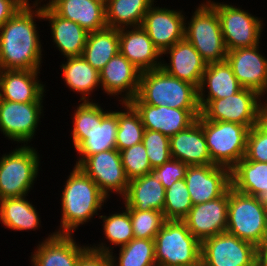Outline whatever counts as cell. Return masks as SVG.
I'll list each match as a JSON object with an SVG mask.
<instances>
[{"mask_svg":"<svg viewBox=\"0 0 267 266\" xmlns=\"http://www.w3.org/2000/svg\"><path fill=\"white\" fill-rule=\"evenodd\" d=\"M138 112L145 129L171 137L188 128L200 116V109H177L168 106L131 104Z\"/></svg>","mask_w":267,"mask_h":266,"instance_id":"ffe728a7","label":"cell"},{"mask_svg":"<svg viewBox=\"0 0 267 266\" xmlns=\"http://www.w3.org/2000/svg\"><path fill=\"white\" fill-rule=\"evenodd\" d=\"M207 1L217 11L224 43L228 51L259 45L263 29L261 18L231 4Z\"/></svg>","mask_w":267,"mask_h":266,"instance_id":"30bf717a","label":"cell"},{"mask_svg":"<svg viewBox=\"0 0 267 266\" xmlns=\"http://www.w3.org/2000/svg\"><path fill=\"white\" fill-rule=\"evenodd\" d=\"M62 219L60 230L54 233L72 234L80 224H84L102 209L107 197L98 185L79 166H75L68 176L62 192Z\"/></svg>","mask_w":267,"mask_h":266,"instance_id":"3957f363","label":"cell"},{"mask_svg":"<svg viewBox=\"0 0 267 266\" xmlns=\"http://www.w3.org/2000/svg\"><path fill=\"white\" fill-rule=\"evenodd\" d=\"M66 85L83 95L80 101H89V96L100 83V73L82 56L67 57L65 64L60 65ZM88 97V98H87Z\"/></svg>","mask_w":267,"mask_h":266,"instance_id":"d6a6232c","label":"cell"},{"mask_svg":"<svg viewBox=\"0 0 267 266\" xmlns=\"http://www.w3.org/2000/svg\"><path fill=\"white\" fill-rule=\"evenodd\" d=\"M193 207L184 179L174 182L165 189L163 215L166 220L182 221Z\"/></svg>","mask_w":267,"mask_h":266,"instance_id":"8d00e7d4","label":"cell"},{"mask_svg":"<svg viewBox=\"0 0 267 266\" xmlns=\"http://www.w3.org/2000/svg\"><path fill=\"white\" fill-rule=\"evenodd\" d=\"M103 218V230L105 238L112 245L123 246L128 244L133 238V228L131 223L130 213L125 209L122 213H114L110 216H99Z\"/></svg>","mask_w":267,"mask_h":266,"instance_id":"74e56055","label":"cell"},{"mask_svg":"<svg viewBox=\"0 0 267 266\" xmlns=\"http://www.w3.org/2000/svg\"><path fill=\"white\" fill-rule=\"evenodd\" d=\"M127 210L130 213L134 238L136 239H155L156 234L166 221L161 211Z\"/></svg>","mask_w":267,"mask_h":266,"instance_id":"f35d334b","label":"cell"},{"mask_svg":"<svg viewBox=\"0 0 267 266\" xmlns=\"http://www.w3.org/2000/svg\"><path fill=\"white\" fill-rule=\"evenodd\" d=\"M231 187L239 193L259 198L267 204V162L242 158L231 169Z\"/></svg>","mask_w":267,"mask_h":266,"instance_id":"f546056e","label":"cell"},{"mask_svg":"<svg viewBox=\"0 0 267 266\" xmlns=\"http://www.w3.org/2000/svg\"><path fill=\"white\" fill-rule=\"evenodd\" d=\"M38 1L26 3L0 27L1 70H40L42 46L34 20L43 14L42 6L36 8Z\"/></svg>","mask_w":267,"mask_h":266,"instance_id":"6da1fadb","label":"cell"},{"mask_svg":"<svg viewBox=\"0 0 267 266\" xmlns=\"http://www.w3.org/2000/svg\"><path fill=\"white\" fill-rule=\"evenodd\" d=\"M212 163L232 169L245 157L250 128L234 122L210 121L199 116Z\"/></svg>","mask_w":267,"mask_h":266,"instance_id":"8992f818","label":"cell"},{"mask_svg":"<svg viewBox=\"0 0 267 266\" xmlns=\"http://www.w3.org/2000/svg\"><path fill=\"white\" fill-rule=\"evenodd\" d=\"M154 0H105L106 25L114 29L139 27Z\"/></svg>","mask_w":267,"mask_h":266,"instance_id":"1f68e13d","label":"cell"},{"mask_svg":"<svg viewBox=\"0 0 267 266\" xmlns=\"http://www.w3.org/2000/svg\"><path fill=\"white\" fill-rule=\"evenodd\" d=\"M227 62L243 88L267 92V58L259 53V45L228 51Z\"/></svg>","mask_w":267,"mask_h":266,"instance_id":"ac0fdd59","label":"cell"},{"mask_svg":"<svg viewBox=\"0 0 267 266\" xmlns=\"http://www.w3.org/2000/svg\"><path fill=\"white\" fill-rule=\"evenodd\" d=\"M185 22L182 11L154 7L153 3L146 12L141 27L162 54L184 39Z\"/></svg>","mask_w":267,"mask_h":266,"instance_id":"2e32d148","label":"cell"},{"mask_svg":"<svg viewBox=\"0 0 267 266\" xmlns=\"http://www.w3.org/2000/svg\"><path fill=\"white\" fill-rule=\"evenodd\" d=\"M104 245L102 242L97 247L94 245L89 248L97 252L109 253L113 266H157L154 239L133 238L128 244L120 247L117 259L113 256V247Z\"/></svg>","mask_w":267,"mask_h":266,"instance_id":"836d02e7","label":"cell"},{"mask_svg":"<svg viewBox=\"0 0 267 266\" xmlns=\"http://www.w3.org/2000/svg\"><path fill=\"white\" fill-rule=\"evenodd\" d=\"M184 180L192 204H202L219 198L231 188V169L215 164L188 166Z\"/></svg>","mask_w":267,"mask_h":266,"instance_id":"5bb4252c","label":"cell"},{"mask_svg":"<svg viewBox=\"0 0 267 266\" xmlns=\"http://www.w3.org/2000/svg\"><path fill=\"white\" fill-rule=\"evenodd\" d=\"M190 22L185 23L184 38L207 63L226 60V49L216 9L206 1L199 5Z\"/></svg>","mask_w":267,"mask_h":266,"instance_id":"ba28073f","label":"cell"},{"mask_svg":"<svg viewBox=\"0 0 267 266\" xmlns=\"http://www.w3.org/2000/svg\"><path fill=\"white\" fill-rule=\"evenodd\" d=\"M26 196L0 199V221L12 230H35L40 226L36 208Z\"/></svg>","mask_w":267,"mask_h":266,"instance_id":"e575fe53","label":"cell"},{"mask_svg":"<svg viewBox=\"0 0 267 266\" xmlns=\"http://www.w3.org/2000/svg\"><path fill=\"white\" fill-rule=\"evenodd\" d=\"M26 3H29V0H0V27Z\"/></svg>","mask_w":267,"mask_h":266,"instance_id":"f6af8a7d","label":"cell"},{"mask_svg":"<svg viewBox=\"0 0 267 266\" xmlns=\"http://www.w3.org/2000/svg\"><path fill=\"white\" fill-rule=\"evenodd\" d=\"M187 169V164L171 158L162 166L152 169L151 173L168 189L174 182L185 178Z\"/></svg>","mask_w":267,"mask_h":266,"instance_id":"b9f144b4","label":"cell"},{"mask_svg":"<svg viewBox=\"0 0 267 266\" xmlns=\"http://www.w3.org/2000/svg\"><path fill=\"white\" fill-rule=\"evenodd\" d=\"M256 126L267 136V102L259 108Z\"/></svg>","mask_w":267,"mask_h":266,"instance_id":"bcb514c9","label":"cell"},{"mask_svg":"<svg viewBox=\"0 0 267 266\" xmlns=\"http://www.w3.org/2000/svg\"><path fill=\"white\" fill-rule=\"evenodd\" d=\"M39 155L23 145L0 158V199L27 196L39 170Z\"/></svg>","mask_w":267,"mask_h":266,"instance_id":"9c48e42d","label":"cell"},{"mask_svg":"<svg viewBox=\"0 0 267 266\" xmlns=\"http://www.w3.org/2000/svg\"><path fill=\"white\" fill-rule=\"evenodd\" d=\"M171 158L188 166L213 164L199 117L188 128L170 137Z\"/></svg>","mask_w":267,"mask_h":266,"instance_id":"484cf974","label":"cell"},{"mask_svg":"<svg viewBox=\"0 0 267 266\" xmlns=\"http://www.w3.org/2000/svg\"><path fill=\"white\" fill-rule=\"evenodd\" d=\"M119 52V30L106 27L88 33L82 57L100 71Z\"/></svg>","mask_w":267,"mask_h":266,"instance_id":"4dcf8cb0","label":"cell"},{"mask_svg":"<svg viewBox=\"0 0 267 266\" xmlns=\"http://www.w3.org/2000/svg\"><path fill=\"white\" fill-rule=\"evenodd\" d=\"M43 19L51 23L53 41L64 57L82 56L88 33L77 23L57 15L47 4L42 5Z\"/></svg>","mask_w":267,"mask_h":266,"instance_id":"83f0119b","label":"cell"},{"mask_svg":"<svg viewBox=\"0 0 267 266\" xmlns=\"http://www.w3.org/2000/svg\"><path fill=\"white\" fill-rule=\"evenodd\" d=\"M42 102L21 103L0 99V131L17 143L28 144L42 114Z\"/></svg>","mask_w":267,"mask_h":266,"instance_id":"9a60e30c","label":"cell"},{"mask_svg":"<svg viewBox=\"0 0 267 266\" xmlns=\"http://www.w3.org/2000/svg\"><path fill=\"white\" fill-rule=\"evenodd\" d=\"M79 167L94 180L107 198L112 192H116L122 197L125 195L129 179L125 174L121 155L117 149L91 155Z\"/></svg>","mask_w":267,"mask_h":266,"instance_id":"4fadbf2b","label":"cell"},{"mask_svg":"<svg viewBox=\"0 0 267 266\" xmlns=\"http://www.w3.org/2000/svg\"><path fill=\"white\" fill-rule=\"evenodd\" d=\"M229 190L217 199L195 204L182 220L200 242L226 232Z\"/></svg>","mask_w":267,"mask_h":266,"instance_id":"e0dca14e","label":"cell"},{"mask_svg":"<svg viewBox=\"0 0 267 266\" xmlns=\"http://www.w3.org/2000/svg\"><path fill=\"white\" fill-rule=\"evenodd\" d=\"M204 266H258L257 247L223 232L201 242Z\"/></svg>","mask_w":267,"mask_h":266,"instance_id":"8fae6325","label":"cell"},{"mask_svg":"<svg viewBox=\"0 0 267 266\" xmlns=\"http://www.w3.org/2000/svg\"><path fill=\"white\" fill-rule=\"evenodd\" d=\"M125 174L129 180L151 173L146 148L143 142L120 151Z\"/></svg>","mask_w":267,"mask_h":266,"instance_id":"ab89813d","label":"cell"},{"mask_svg":"<svg viewBox=\"0 0 267 266\" xmlns=\"http://www.w3.org/2000/svg\"><path fill=\"white\" fill-rule=\"evenodd\" d=\"M142 142L152 169L162 166L171 159L170 137L159 131L145 129Z\"/></svg>","mask_w":267,"mask_h":266,"instance_id":"60d3db41","label":"cell"},{"mask_svg":"<svg viewBox=\"0 0 267 266\" xmlns=\"http://www.w3.org/2000/svg\"><path fill=\"white\" fill-rule=\"evenodd\" d=\"M130 104L200 109L198 89L188 82L170 76L161 68L141 72L138 94Z\"/></svg>","mask_w":267,"mask_h":266,"instance_id":"277c9868","label":"cell"},{"mask_svg":"<svg viewBox=\"0 0 267 266\" xmlns=\"http://www.w3.org/2000/svg\"><path fill=\"white\" fill-rule=\"evenodd\" d=\"M119 51L141 72L161 67L162 54L141 26L119 29Z\"/></svg>","mask_w":267,"mask_h":266,"instance_id":"7402d4cb","label":"cell"},{"mask_svg":"<svg viewBox=\"0 0 267 266\" xmlns=\"http://www.w3.org/2000/svg\"><path fill=\"white\" fill-rule=\"evenodd\" d=\"M226 232L256 247L260 245L267 235V212L259 198L229 189Z\"/></svg>","mask_w":267,"mask_h":266,"instance_id":"52a82bcc","label":"cell"},{"mask_svg":"<svg viewBox=\"0 0 267 266\" xmlns=\"http://www.w3.org/2000/svg\"><path fill=\"white\" fill-rule=\"evenodd\" d=\"M125 111H118L116 149L120 152L143 141L145 128L138 112L130 103H123Z\"/></svg>","mask_w":267,"mask_h":266,"instance_id":"d590c367","label":"cell"},{"mask_svg":"<svg viewBox=\"0 0 267 266\" xmlns=\"http://www.w3.org/2000/svg\"><path fill=\"white\" fill-rule=\"evenodd\" d=\"M122 198L126 209L163 212L165 188L152 173H149L129 180L127 191Z\"/></svg>","mask_w":267,"mask_h":266,"instance_id":"f1b7e54d","label":"cell"},{"mask_svg":"<svg viewBox=\"0 0 267 266\" xmlns=\"http://www.w3.org/2000/svg\"><path fill=\"white\" fill-rule=\"evenodd\" d=\"M72 235L54 232L49 235L31 255L32 266H77L89 246L76 244Z\"/></svg>","mask_w":267,"mask_h":266,"instance_id":"44dd1931","label":"cell"},{"mask_svg":"<svg viewBox=\"0 0 267 266\" xmlns=\"http://www.w3.org/2000/svg\"><path fill=\"white\" fill-rule=\"evenodd\" d=\"M258 266H267V235L257 247Z\"/></svg>","mask_w":267,"mask_h":266,"instance_id":"7dc6e473","label":"cell"},{"mask_svg":"<svg viewBox=\"0 0 267 266\" xmlns=\"http://www.w3.org/2000/svg\"><path fill=\"white\" fill-rule=\"evenodd\" d=\"M99 73L104 92L111 96L121 95V104L130 103L137 96L141 71L120 52Z\"/></svg>","mask_w":267,"mask_h":266,"instance_id":"d6986e66","label":"cell"},{"mask_svg":"<svg viewBox=\"0 0 267 266\" xmlns=\"http://www.w3.org/2000/svg\"><path fill=\"white\" fill-rule=\"evenodd\" d=\"M195 266H204V265L202 264V262H200V263H198V264L195 265Z\"/></svg>","mask_w":267,"mask_h":266,"instance_id":"c3c4849f","label":"cell"},{"mask_svg":"<svg viewBox=\"0 0 267 266\" xmlns=\"http://www.w3.org/2000/svg\"><path fill=\"white\" fill-rule=\"evenodd\" d=\"M205 87L207 95L204 94ZM242 88L227 60L207 64L198 88L199 107L201 109L210 100L229 97Z\"/></svg>","mask_w":267,"mask_h":266,"instance_id":"4316f807","label":"cell"},{"mask_svg":"<svg viewBox=\"0 0 267 266\" xmlns=\"http://www.w3.org/2000/svg\"><path fill=\"white\" fill-rule=\"evenodd\" d=\"M260 97L263 96L258 92L242 88L229 97L208 101L200 109V116L210 121L234 122L252 128L263 104Z\"/></svg>","mask_w":267,"mask_h":266,"instance_id":"7c38bea8","label":"cell"},{"mask_svg":"<svg viewBox=\"0 0 267 266\" xmlns=\"http://www.w3.org/2000/svg\"><path fill=\"white\" fill-rule=\"evenodd\" d=\"M245 158L249 161L267 162V136L256 125L250 128Z\"/></svg>","mask_w":267,"mask_h":266,"instance_id":"7bdbcfd3","label":"cell"},{"mask_svg":"<svg viewBox=\"0 0 267 266\" xmlns=\"http://www.w3.org/2000/svg\"><path fill=\"white\" fill-rule=\"evenodd\" d=\"M118 111L105 112L98 103L83 101L73 117V145L80 154L75 166L99 152L116 149Z\"/></svg>","mask_w":267,"mask_h":266,"instance_id":"7a4b0ae2","label":"cell"},{"mask_svg":"<svg viewBox=\"0 0 267 266\" xmlns=\"http://www.w3.org/2000/svg\"><path fill=\"white\" fill-rule=\"evenodd\" d=\"M154 240L157 266H195L201 262V242L183 221L166 220Z\"/></svg>","mask_w":267,"mask_h":266,"instance_id":"5b68a950","label":"cell"},{"mask_svg":"<svg viewBox=\"0 0 267 266\" xmlns=\"http://www.w3.org/2000/svg\"><path fill=\"white\" fill-rule=\"evenodd\" d=\"M39 70H1L0 99L21 103L42 102L44 86L38 80Z\"/></svg>","mask_w":267,"mask_h":266,"instance_id":"cb8c5ba5","label":"cell"},{"mask_svg":"<svg viewBox=\"0 0 267 266\" xmlns=\"http://www.w3.org/2000/svg\"><path fill=\"white\" fill-rule=\"evenodd\" d=\"M47 5L57 15L77 23L87 32L107 27L105 0H49Z\"/></svg>","mask_w":267,"mask_h":266,"instance_id":"d4e9b609","label":"cell"},{"mask_svg":"<svg viewBox=\"0 0 267 266\" xmlns=\"http://www.w3.org/2000/svg\"><path fill=\"white\" fill-rule=\"evenodd\" d=\"M167 53L170 55V63L164 64L163 61L160 68L170 76L188 82L198 89L207 63L194 46L184 38L162 55Z\"/></svg>","mask_w":267,"mask_h":266,"instance_id":"603a6c76","label":"cell"},{"mask_svg":"<svg viewBox=\"0 0 267 266\" xmlns=\"http://www.w3.org/2000/svg\"><path fill=\"white\" fill-rule=\"evenodd\" d=\"M77 266H113L109 253L88 249L79 259Z\"/></svg>","mask_w":267,"mask_h":266,"instance_id":"ee69618b","label":"cell"}]
</instances>
